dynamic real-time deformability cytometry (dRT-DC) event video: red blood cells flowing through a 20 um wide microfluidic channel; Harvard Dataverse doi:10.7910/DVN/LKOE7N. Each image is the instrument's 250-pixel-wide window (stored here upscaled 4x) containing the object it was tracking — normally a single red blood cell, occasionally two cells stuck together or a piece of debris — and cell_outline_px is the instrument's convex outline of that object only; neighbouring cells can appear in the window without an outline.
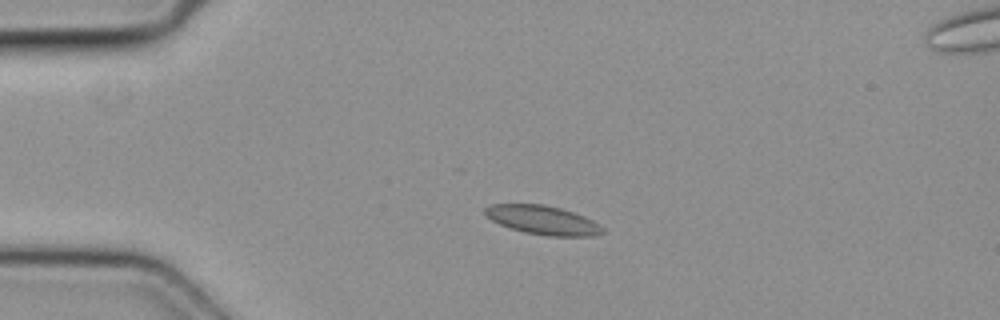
{"species": "common noctule bat (a hibernating species)", "species_latin": "Nyctalus noctula", "temperature_condition": "cold", "stored_images_in_passage": 46, "camera_frame_rate_fps": 3000, "um_per_image_px": 0.085, "animal": {"sex": "female", "body_mass_g": 19.3, "forearm_length_mm": 54.1}, "frame": {"image": 1, "passage_image": 9, "time_ms": 2.667, "image_size_px": [1000, 320], "cell_outline_px": [[604, 232], [596, 236], [548, 236], [524, 232], [508, 228], [484, 216], [484, 208], [488, 204], [544, 204], [560, 208], [584, 216], [592, 220], [604, 228]], "centroid_in_image_um": [46.1, 18.71], "position_along_channel_um": 38.9, "area_um2": 19.94}}
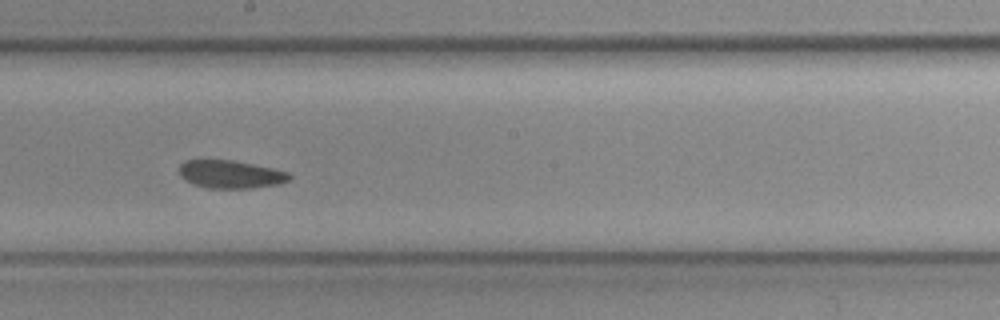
{"frame": {"image": 2, "passage_image": 25, "time_ms": 8.0, "image_size_px": [1000, 320], "cell_outline_px": [[292, 180], [280, 184], [252, 188], [208, 188], [192, 184], [184, 180], [180, 176], [180, 164], [184, 160], [232, 160], [272, 168], [288, 172], [292, 176]], "centroid_in_image_um": [19.61, 14.82], "position_along_channel_um": 228.6, "area_um2": 18.09}}
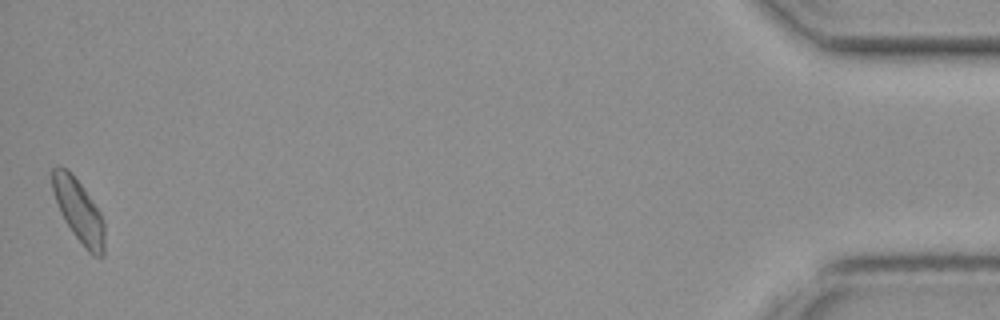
{"frame": {"image": 3, "passage_image": 46, "time_ms": 15.0, "image_size_px": [1000, 320], "cell_outline_px": [[104, 256], [92, 256], [84, 248], [72, 232], [64, 220], [60, 212], [52, 192], [52, 168], [56, 164], [64, 168], [80, 184], [100, 212], [104, 220]], "centroid_in_image_um": [6.69, 17.97], "position_along_channel_um": 428.5, "area_um2": 18.96}}